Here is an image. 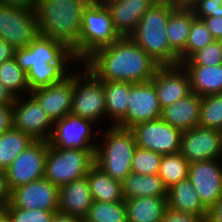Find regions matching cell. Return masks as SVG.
<instances>
[{
    "instance_id": "cell-1",
    "label": "cell",
    "mask_w": 222,
    "mask_h": 222,
    "mask_svg": "<svg viewBox=\"0 0 222 222\" xmlns=\"http://www.w3.org/2000/svg\"><path fill=\"white\" fill-rule=\"evenodd\" d=\"M82 64L101 81L149 82L160 66L130 37L96 49Z\"/></svg>"
},
{
    "instance_id": "cell-2",
    "label": "cell",
    "mask_w": 222,
    "mask_h": 222,
    "mask_svg": "<svg viewBox=\"0 0 222 222\" xmlns=\"http://www.w3.org/2000/svg\"><path fill=\"white\" fill-rule=\"evenodd\" d=\"M14 58L30 91L63 81L80 64L64 42L40 34L27 47L16 48Z\"/></svg>"
},
{
    "instance_id": "cell-3",
    "label": "cell",
    "mask_w": 222,
    "mask_h": 222,
    "mask_svg": "<svg viewBox=\"0 0 222 222\" xmlns=\"http://www.w3.org/2000/svg\"><path fill=\"white\" fill-rule=\"evenodd\" d=\"M89 0H36L38 33L64 42L70 49L79 41L82 16Z\"/></svg>"
},
{
    "instance_id": "cell-4",
    "label": "cell",
    "mask_w": 222,
    "mask_h": 222,
    "mask_svg": "<svg viewBox=\"0 0 222 222\" xmlns=\"http://www.w3.org/2000/svg\"><path fill=\"white\" fill-rule=\"evenodd\" d=\"M175 9L170 0H157L129 36L160 66L179 64V56L170 48L166 34L169 16Z\"/></svg>"
},
{
    "instance_id": "cell-5",
    "label": "cell",
    "mask_w": 222,
    "mask_h": 222,
    "mask_svg": "<svg viewBox=\"0 0 222 222\" xmlns=\"http://www.w3.org/2000/svg\"><path fill=\"white\" fill-rule=\"evenodd\" d=\"M100 126L95 150V165L115 180L122 181L130 172L136 149L135 136L130 128L116 125Z\"/></svg>"
},
{
    "instance_id": "cell-6",
    "label": "cell",
    "mask_w": 222,
    "mask_h": 222,
    "mask_svg": "<svg viewBox=\"0 0 222 222\" xmlns=\"http://www.w3.org/2000/svg\"><path fill=\"white\" fill-rule=\"evenodd\" d=\"M119 38L103 2H90L83 12L79 41L71 49L82 63L96 49L111 45Z\"/></svg>"
},
{
    "instance_id": "cell-7",
    "label": "cell",
    "mask_w": 222,
    "mask_h": 222,
    "mask_svg": "<svg viewBox=\"0 0 222 222\" xmlns=\"http://www.w3.org/2000/svg\"><path fill=\"white\" fill-rule=\"evenodd\" d=\"M76 68L73 69L71 114L90 119L99 127L100 121L101 124L107 120L103 81L99 80L82 63Z\"/></svg>"
},
{
    "instance_id": "cell-8",
    "label": "cell",
    "mask_w": 222,
    "mask_h": 222,
    "mask_svg": "<svg viewBox=\"0 0 222 222\" xmlns=\"http://www.w3.org/2000/svg\"><path fill=\"white\" fill-rule=\"evenodd\" d=\"M96 149H61L48 144L44 178L57 187L87 175L95 163Z\"/></svg>"
},
{
    "instance_id": "cell-9",
    "label": "cell",
    "mask_w": 222,
    "mask_h": 222,
    "mask_svg": "<svg viewBox=\"0 0 222 222\" xmlns=\"http://www.w3.org/2000/svg\"><path fill=\"white\" fill-rule=\"evenodd\" d=\"M38 35L34 7L0 4V38L16 49L27 47Z\"/></svg>"
},
{
    "instance_id": "cell-10",
    "label": "cell",
    "mask_w": 222,
    "mask_h": 222,
    "mask_svg": "<svg viewBox=\"0 0 222 222\" xmlns=\"http://www.w3.org/2000/svg\"><path fill=\"white\" fill-rule=\"evenodd\" d=\"M94 124L90 119L67 114L54 122L49 144L61 149H96L100 130Z\"/></svg>"
},
{
    "instance_id": "cell-11",
    "label": "cell",
    "mask_w": 222,
    "mask_h": 222,
    "mask_svg": "<svg viewBox=\"0 0 222 222\" xmlns=\"http://www.w3.org/2000/svg\"><path fill=\"white\" fill-rule=\"evenodd\" d=\"M53 122L39 101L31 94L14 98L12 104V127L21 130L35 141H49Z\"/></svg>"
},
{
    "instance_id": "cell-12",
    "label": "cell",
    "mask_w": 222,
    "mask_h": 222,
    "mask_svg": "<svg viewBox=\"0 0 222 222\" xmlns=\"http://www.w3.org/2000/svg\"><path fill=\"white\" fill-rule=\"evenodd\" d=\"M130 129L138 147L161 155L175 154L180 150L182 131L169 125L162 118L138 123Z\"/></svg>"
},
{
    "instance_id": "cell-13",
    "label": "cell",
    "mask_w": 222,
    "mask_h": 222,
    "mask_svg": "<svg viewBox=\"0 0 222 222\" xmlns=\"http://www.w3.org/2000/svg\"><path fill=\"white\" fill-rule=\"evenodd\" d=\"M49 141H34L5 169L9 190L44 178Z\"/></svg>"
},
{
    "instance_id": "cell-14",
    "label": "cell",
    "mask_w": 222,
    "mask_h": 222,
    "mask_svg": "<svg viewBox=\"0 0 222 222\" xmlns=\"http://www.w3.org/2000/svg\"><path fill=\"white\" fill-rule=\"evenodd\" d=\"M160 107L154 84L149 82L134 83L130 88L126 115L116 124L122 128L161 118Z\"/></svg>"
},
{
    "instance_id": "cell-15",
    "label": "cell",
    "mask_w": 222,
    "mask_h": 222,
    "mask_svg": "<svg viewBox=\"0 0 222 222\" xmlns=\"http://www.w3.org/2000/svg\"><path fill=\"white\" fill-rule=\"evenodd\" d=\"M179 152L189 163L220 159L222 131L200 126L183 131Z\"/></svg>"
},
{
    "instance_id": "cell-16",
    "label": "cell",
    "mask_w": 222,
    "mask_h": 222,
    "mask_svg": "<svg viewBox=\"0 0 222 222\" xmlns=\"http://www.w3.org/2000/svg\"><path fill=\"white\" fill-rule=\"evenodd\" d=\"M58 198L59 187L42 178L11 190L4 208L58 211Z\"/></svg>"
},
{
    "instance_id": "cell-17",
    "label": "cell",
    "mask_w": 222,
    "mask_h": 222,
    "mask_svg": "<svg viewBox=\"0 0 222 222\" xmlns=\"http://www.w3.org/2000/svg\"><path fill=\"white\" fill-rule=\"evenodd\" d=\"M188 179L209 210L222 197L221 159L189 163Z\"/></svg>"
},
{
    "instance_id": "cell-18",
    "label": "cell",
    "mask_w": 222,
    "mask_h": 222,
    "mask_svg": "<svg viewBox=\"0 0 222 222\" xmlns=\"http://www.w3.org/2000/svg\"><path fill=\"white\" fill-rule=\"evenodd\" d=\"M150 81L161 109L192 93L189 74L182 64L159 66Z\"/></svg>"
},
{
    "instance_id": "cell-19",
    "label": "cell",
    "mask_w": 222,
    "mask_h": 222,
    "mask_svg": "<svg viewBox=\"0 0 222 222\" xmlns=\"http://www.w3.org/2000/svg\"><path fill=\"white\" fill-rule=\"evenodd\" d=\"M54 123L71 113L73 101V71L63 81L30 91Z\"/></svg>"
},
{
    "instance_id": "cell-20",
    "label": "cell",
    "mask_w": 222,
    "mask_h": 222,
    "mask_svg": "<svg viewBox=\"0 0 222 222\" xmlns=\"http://www.w3.org/2000/svg\"><path fill=\"white\" fill-rule=\"evenodd\" d=\"M157 0H104L109 10L115 31L120 37H129L140 18Z\"/></svg>"
},
{
    "instance_id": "cell-21",
    "label": "cell",
    "mask_w": 222,
    "mask_h": 222,
    "mask_svg": "<svg viewBox=\"0 0 222 222\" xmlns=\"http://www.w3.org/2000/svg\"><path fill=\"white\" fill-rule=\"evenodd\" d=\"M93 199L87 176L73 180L59 187L58 212L84 219Z\"/></svg>"
},
{
    "instance_id": "cell-22",
    "label": "cell",
    "mask_w": 222,
    "mask_h": 222,
    "mask_svg": "<svg viewBox=\"0 0 222 222\" xmlns=\"http://www.w3.org/2000/svg\"><path fill=\"white\" fill-rule=\"evenodd\" d=\"M201 97L190 93L173 104L162 109L161 118L169 125L186 131L199 124Z\"/></svg>"
},
{
    "instance_id": "cell-23",
    "label": "cell",
    "mask_w": 222,
    "mask_h": 222,
    "mask_svg": "<svg viewBox=\"0 0 222 222\" xmlns=\"http://www.w3.org/2000/svg\"><path fill=\"white\" fill-rule=\"evenodd\" d=\"M182 66L189 74L192 93L200 97L222 93V64Z\"/></svg>"
},
{
    "instance_id": "cell-24",
    "label": "cell",
    "mask_w": 222,
    "mask_h": 222,
    "mask_svg": "<svg viewBox=\"0 0 222 222\" xmlns=\"http://www.w3.org/2000/svg\"><path fill=\"white\" fill-rule=\"evenodd\" d=\"M124 200L137 197H167V188L158 174L140 175L130 172L122 181Z\"/></svg>"
},
{
    "instance_id": "cell-25",
    "label": "cell",
    "mask_w": 222,
    "mask_h": 222,
    "mask_svg": "<svg viewBox=\"0 0 222 222\" xmlns=\"http://www.w3.org/2000/svg\"><path fill=\"white\" fill-rule=\"evenodd\" d=\"M195 18L191 9L176 8L169 16L166 34L170 48L179 56V64L184 62V49L188 34Z\"/></svg>"
},
{
    "instance_id": "cell-26",
    "label": "cell",
    "mask_w": 222,
    "mask_h": 222,
    "mask_svg": "<svg viewBox=\"0 0 222 222\" xmlns=\"http://www.w3.org/2000/svg\"><path fill=\"white\" fill-rule=\"evenodd\" d=\"M166 199L167 206L174 210L198 216L208 213L188 178L168 188Z\"/></svg>"
},
{
    "instance_id": "cell-27",
    "label": "cell",
    "mask_w": 222,
    "mask_h": 222,
    "mask_svg": "<svg viewBox=\"0 0 222 222\" xmlns=\"http://www.w3.org/2000/svg\"><path fill=\"white\" fill-rule=\"evenodd\" d=\"M166 198L143 196L125 200L127 222H161Z\"/></svg>"
},
{
    "instance_id": "cell-28",
    "label": "cell",
    "mask_w": 222,
    "mask_h": 222,
    "mask_svg": "<svg viewBox=\"0 0 222 222\" xmlns=\"http://www.w3.org/2000/svg\"><path fill=\"white\" fill-rule=\"evenodd\" d=\"M134 83L103 81L106 118L110 125H116L125 115L130 88Z\"/></svg>"
},
{
    "instance_id": "cell-29",
    "label": "cell",
    "mask_w": 222,
    "mask_h": 222,
    "mask_svg": "<svg viewBox=\"0 0 222 222\" xmlns=\"http://www.w3.org/2000/svg\"><path fill=\"white\" fill-rule=\"evenodd\" d=\"M86 176L93 201L114 202L124 200L121 182L110 177L95 164Z\"/></svg>"
},
{
    "instance_id": "cell-30",
    "label": "cell",
    "mask_w": 222,
    "mask_h": 222,
    "mask_svg": "<svg viewBox=\"0 0 222 222\" xmlns=\"http://www.w3.org/2000/svg\"><path fill=\"white\" fill-rule=\"evenodd\" d=\"M34 141L13 127L0 134V169L5 170Z\"/></svg>"
},
{
    "instance_id": "cell-31",
    "label": "cell",
    "mask_w": 222,
    "mask_h": 222,
    "mask_svg": "<svg viewBox=\"0 0 222 222\" xmlns=\"http://www.w3.org/2000/svg\"><path fill=\"white\" fill-rule=\"evenodd\" d=\"M0 82L16 98L30 93L27 75L17 64L15 58L0 65Z\"/></svg>"
},
{
    "instance_id": "cell-32",
    "label": "cell",
    "mask_w": 222,
    "mask_h": 222,
    "mask_svg": "<svg viewBox=\"0 0 222 222\" xmlns=\"http://www.w3.org/2000/svg\"><path fill=\"white\" fill-rule=\"evenodd\" d=\"M189 162L180 152L163 155L158 175L162 178L165 187L171 186L188 178Z\"/></svg>"
},
{
    "instance_id": "cell-33",
    "label": "cell",
    "mask_w": 222,
    "mask_h": 222,
    "mask_svg": "<svg viewBox=\"0 0 222 222\" xmlns=\"http://www.w3.org/2000/svg\"><path fill=\"white\" fill-rule=\"evenodd\" d=\"M83 220L85 222H127L125 200L93 201Z\"/></svg>"
},
{
    "instance_id": "cell-34",
    "label": "cell",
    "mask_w": 222,
    "mask_h": 222,
    "mask_svg": "<svg viewBox=\"0 0 222 222\" xmlns=\"http://www.w3.org/2000/svg\"><path fill=\"white\" fill-rule=\"evenodd\" d=\"M198 126L222 131V93L201 97Z\"/></svg>"
},
{
    "instance_id": "cell-35",
    "label": "cell",
    "mask_w": 222,
    "mask_h": 222,
    "mask_svg": "<svg viewBox=\"0 0 222 222\" xmlns=\"http://www.w3.org/2000/svg\"><path fill=\"white\" fill-rule=\"evenodd\" d=\"M211 32L202 19L194 18L184 49V61H187L195 52L214 42Z\"/></svg>"
},
{
    "instance_id": "cell-36",
    "label": "cell",
    "mask_w": 222,
    "mask_h": 222,
    "mask_svg": "<svg viewBox=\"0 0 222 222\" xmlns=\"http://www.w3.org/2000/svg\"><path fill=\"white\" fill-rule=\"evenodd\" d=\"M162 156L159 153L137 146L133 154L131 172L140 175L158 174Z\"/></svg>"
},
{
    "instance_id": "cell-37",
    "label": "cell",
    "mask_w": 222,
    "mask_h": 222,
    "mask_svg": "<svg viewBox=\"0 0 222 222\" xmlns=\"http://www.w3.org/2000/svg\"><path fill=\"white\" fill-rule=\"evenodd\" d=\"M219 64H222V47L217 40L195 52L187 61L182 63V65L203 66H214Z\"/></svg>"
},
{
    "instance_id": "cell-38",
    "label": "cell",
    "mask_w": 222,
    "mask_h": 222,
    "mask_svg": "<svg viewBox=\"0 0 222 222\" xmlns=\"http://www.w3.org/2000/svg\"><path fill=\"white\" fill-rule=\"evenodd\" d=\"M5 214L12 222H51L58 211L40 209L4 208Z\"/></svg>"
},
{
    "instance_id": "cell-39",
    "label": "cell",
    "mask_w": 222,
    "mask_h": 222,
    "mask_svg": "<svg viewBox=\"0 0 222 222\" xmlns=\"http://www.w3.org/2000/svg\"><path fill=\"white\" fill-rule=\"evenodd\" d=\"M191 10L198 19L222 17V0H199Z\"/></svg>"
},
{
    "instance_id": "cell-40",
    "label": "cell",
    "mask_w": 222,
    "mask_h": 222,
    "mask_svg": "<svg viewBox=\"0 0 222 222\" xmlns=\"http://www.w3.org/2000/svg\"><path fill=\"white\" fill-rule=\"evenodd\" d=\"M198 217V215L180 212L167 206L161 222H197Z\"/></svg>"
},
{
    "instance_id": "cell-41",
    "label": "cell",
    "mask_w": 222,
    "mask_h": 222,
    "mask_svg": "<svg viewBox=\"0 0 222 222\" xmlns=\"http://www.w3.org/2000/svg\"><path fill=\"white\" fill-rule=\"evenodd\" d=\"M12 127V104H0V134Z\"/></svg>"
},
{
    "instance_id": "cell-42",
    "label": "cell",
    "mask_w": 222,
    "mask_h": 222,
    "mask_svg": "<svg viewBox=\"0 0 222 222\" xmlns=\"http://www.w3.org/2000/svg\"><path fill=\"white\" fill-rule=\"evenodd\" d=\"M202 20L215 40L222 39V17H207Z\"/></svg>"
},
{
    "instance_id": "cell-43",
    "label": "cell",
    "mask_w": 222,
    "mask_h": 222,
    "mask_svg": "<svg viewBox=\"0 0 222 222\" xmlns=\"http://www.w3.org/2000/svg\"><path fill=\"white\" fill-rule=\"evenodd\" d=\"M10 198V190L7 185L5 170L0 169V204H7Z\"/></svg>"
},
{
    "instance_id": "cell-44",
    "label": "cell",
    "mask_w": 222,
    "mask_h": 222,
    "mask_svg": "<svg viewBox=\"0 0 222 222\" xmlns=\"http://www.w3.org/2000/svg\"><path fill=\"white\" fill-rule=\"evenodd\" d=\"M15 48L0 38V65L7 60L14 58Z\"/></svg>"
},
{
    "instance_id": "cell-45",
    "label": "cell",
    "mask_w": 222,
    "mask_h": 222,
    "mask_svg": "<svg viewBox=\"0 0 222 222\" xmlns=\"http://www.w3.org/2000/svg\"><path fill=\"white\" fill-rule=\"evenodd\" d=\"M215 222H222V197L208 210Z\"/></svg>"
},
{
    "instance_id": "cell-46",
    "label": "cell",
    "mask_w": 222,
    "mask_h": 222,
    "mask_svg": "<svg viewBox=\"0 0 222 222\" xmlns=\"http://www.w3.org/2000/svg\"><path fill=\"white\" fill-rule=\"evenodd\" d=\"M14 97L0 82V104H13Z\"/></svg>"
},
{
    "instance_id": "cell-47",
    "label": "cell",
    "mask_w": 222,
    "mask_h": 222,
    "mask_svg": "<svg viewBox=\"0 0 222 222\" xmlns=\"http://www.w3.org/2000/svg\"><path fill=\"white\" fill-rule=\"evenodd\" d=\"M51 222H82V219L56 212Z\"/></svg>"
},
{
    "instance_id": "cell-48",
    "label": "cell",
    "mask_w": 222,
    "mask_h": 222,
    "mask_svg": "<svg viewBox=\"0 0 222 222\" xmlns=\"http://www.w3.org/2000/svg\"><path fill=\"white\" fill-rule=\"evenodd\" d=\"M36 0H0V4H16L25 7H34Z\"/></svg>"
},
{
    "instance_id": "cell-49",
    "label": "cell",
    "mask_w": 222,
    "mask_h": 222,
    "mask_svg": "<svg viewBox=\"0 0 222 222\" xmlns=\"http://www.w3.org/2000/svg\"><path fill=\"white\" fill-rule=\"evenodd\" d=\"M176 8L191 9L199 0H170Z\"/></svg>"
},
{
    "instance_id": "cell-50",
    "label": "cell",
    "mask_w": 222,
    "mask_h": 222,
    "mask_svg": "<svg viewBox=\"0 0 222 222\" xmlns=\"http://www.w3.org/2000/svg\"><path fill=\"white\" fill-rule=\"evenodd\" d=\"M197 222H215V220L210 216L209 213H207L199 216Z\"/></svg>"
},
{
    "instance_id": "cell-51",
    "label": "cell",
    "mask_w": 222,
    "mask_h": 222,
    "mask_svg": "<svg viewBox=\"0 0 222 222\" xmlns=\"http://www.w3.org/2000/svg\"><path fill=\"white\" fill-rule=\"evenodd\" d=\"M0 222H12L9 217L4 214L1 218H0Z\"/></svg>"
},
{
    "instance_id": "cell-52",
    "label": "cell",
    "mask_w": 222,
    "mask_h": 222,
    "mask_svg": "<svg viewBox=\"0 0 222 222\" xmlns=\"http://www.w3.org/2000/svg\"><path fill=\"white\" fill-rule=\"evenodd\" d=\"M5 214L4 205L0 204V218Z\"/></svg>"
},
{
    "instance_id": "cell-53",
    "label": "cell",
    "mask_w": 222,
    "mask_h": 222,
    "mask_svg": "<svg viewBox=\"0 0 222 222\" xmlns=\"http://www.w3.org/2000/svg\"><path fill=\"white\" fill-rule=\"evenodd\" d=\"M90 2H103L104 0H89Z\"/></svg>"
}]
</instances>
